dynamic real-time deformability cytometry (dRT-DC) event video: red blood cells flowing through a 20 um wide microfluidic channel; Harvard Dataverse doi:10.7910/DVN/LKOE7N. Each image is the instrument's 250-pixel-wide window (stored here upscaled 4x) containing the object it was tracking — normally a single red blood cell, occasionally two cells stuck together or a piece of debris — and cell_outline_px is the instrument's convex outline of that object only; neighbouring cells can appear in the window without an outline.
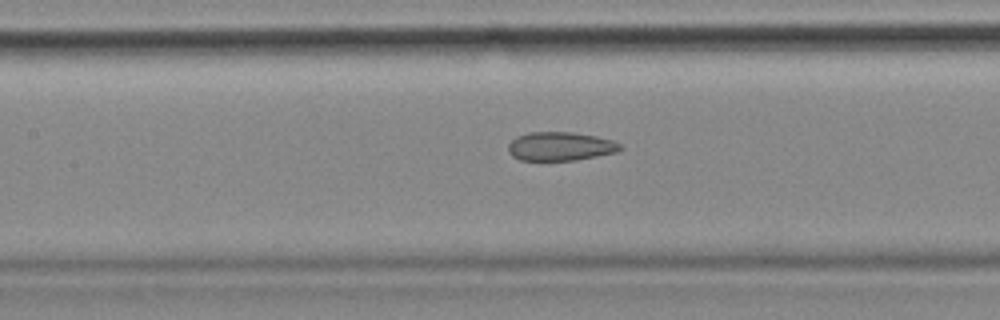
{"species": "common noctule bat (a hibernating species)", "species_latin": "Nyctalus noctula", "temperature_condition": "cold", "stored_images_in_passage": 36, "camera_frame_rate_fps": 3000, "um_per_image_px": 0.085, "animal": {"sex": "female", "body_mass_g": 18.4}, "frame": {"image": 1, "passage_image": 16, "time_ms": 5.0, "image_size_px": [1000, 320], "cell_outline_px": [[624, 148], [616, 152], [576, 160], [520, 160], [512, 156], [508, 152], [508, 144], [516, 136], [528, 132], [572, 132], [596, 136], [612, 140], [620, 144]], "centroid_in_image_um": [47.61, 12.43], "position_along_channel_um": 159.8, "area_um2": 18.79}}
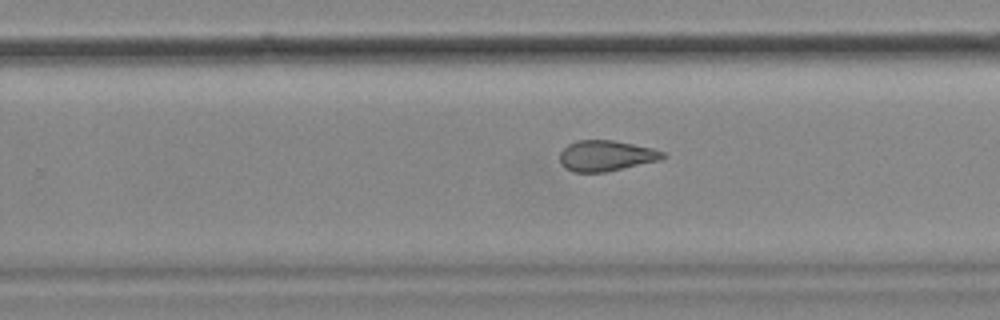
{"frame": {"image": 2, "passage_image": 26, "time_ms": 8.333, "image_size_px": [1000, 320], "cell_outline_px": [[664, 156], [660, 160], [604, 172], [572, 172], [564, 168], [560, 164], [560, 152], [568, 144], [576, 140], [612, 140], [652, 148], [664, 152]], "centroid_in_image_um": [51.46, 13.24], "position_along_channel_um": 278.3, "area_um2": 18.32}}